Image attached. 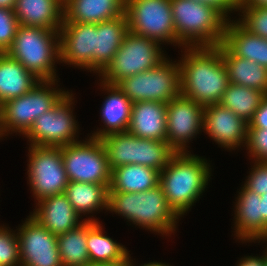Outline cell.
<instances>
[{
    "instance_id": "25",
    "label": "cell",
    "mask_w": 267,
    "mask_h": 266,
    "mask_svg": "<svg viewBox=\"0 0 267 266\" xmlns=\"http://www.w3.org/2000/svg\"><path fill=\"white\" fill-rule=\"evenodd\" d=\"M39 81L19 61L6 52L0 53V106L28 93Z\"/></svg>"
},
{
    "instance_id": "19",
    "label": "cell",
    "mask_w": 267,
    "mask_h": 266,
    "mask_svg": "<svg viewBox=\"0 0 267 266\" xmlns=\"http://www.w3.org/2000/svg\"><path fill=\"white\" fill-rule=\"evenodd\" d=\"M36 204L35 211L33 214L30 213L31 216L55 235L66 233L78 227L84 220L97 222L95 218L80 221L81 216L75 211L64 193L43 198Z\"/></svg>"
},
{
    "instance_id": "24",
    "label": "cell",
    "mask_w": 267,
    "mask_h": 266,
    "mask_svg": "<svg viewBox=\"0 0 267 266\" xmlns=\"http://www.w3.org/2000/svg\"><path fill=\"white\" fill-rule=\"evenodd\" d=\"M129 32L126 14L97 24L95 73H101L119 50Z\"/></svg>"
},
{
    "instance_id": "11",
    "label": "cell",
    "mask_w": 267,
    "mask_h": 266,
    "mask_svg": "<svg viewBox=\"0 0 267 266\" xmlns=\"http://www.w3.org/2000/svg\"><path fill=\"white\" fill-rule=\"evenodd\" d=\"M62 159L69 182L110 185L111 170L100 139L89 137L62 146Z\"/></svg>"
},
{
    "instance_id": "6",
    "label": "cell",
    "mask_w": 267,
    "mask_h": 266,
    "mask_svg": "<svg viewBox=\"0 0 267 266\" xmlns=\"http://www.w3.org/2000/svg\"><path fill=\"white\" fill-rule=\"evenodd\" d=\"M55 82L58 81L41 80L28 93L8 100L0 106V138L10 132L25 135L37 117L59 102L67 92L53 88Z\"/></svg>"
},
{
    "instance_id": "47",
    "label": "cell",
    "mask_w": 267,
    "mask_h": 266,
    "mask_svg": "<svg viewBox=\"0 0 267 266\" xmlns=\"http://www.w3.org/2000/svg\"><path fill=\"white\" fill-rule=\"evenodd\" d=\"M267 249V247H266ZM264 263H265V266H267V250L266 252H264Z\"/></svg>"
},
{
    "instance_id": "21",
    "label": "cell",
    "mask_w": 267,
    "mask_h": 266,
    "mask_svg": "<svg viewBox=\"0 0 267 266\" xmlns=\"http://www.w3.org/2000/svg\"><path fill=\"white\" fill-rule=\"evenodd\" d=\"M125 14V0H64L63 22L98 24Z\"/></svg>"
},
{
    "instance_id": "32",
    "label": "cell",
    "mask_w": 267,
    "mask_h": 266,
    "mask_svg": "<svg viewBox=\"0 0 267 266\" xmlns=\"http://www.w3.org/2000/svg\"><path fill=\"white\" fill-rule=\"evenodd\" d=\"M265 96L262 91L229 83L220 104L249 123Z\"/></svg>"
},
{
    "instance_id": "23",
    "label": "cell",
    "mask_w": 267,
    "mask_h": 266,
    "mask_svg": "<svg viewBox=\"0 0 267 266\" xmlns=\"http://www.w3.org/2000/svg\"><path fill=\"white\" fill-rule=\"evenodd\" d=\"M64 0H17L14 13L19 25L59 31Z\"/></svg>"
},
{
    "instance_id": "16",
    "label": "cell",
    "mask_w": 267,
    "mask_h": 266,
    "mask_svg": "<svg viewBox=\"0 0 267 266\" xmlns=\"http://www.w3.org/2000/svg\"><path fill=\"white\" fill-rule=\"evenodd\" d=\"M97 24L62 22L59 30L61 63L95 72Z\"/></svg>"
},
{
    "instance_id": "14",
    "label": "cell",
    "mask_w": 267,
    "mask_h": 266,
    "mask_svg": "<svg viewBox=\"0 0 267 266\" xmlns=\"http://www.w3.org/2000/svg\"><path fill=\"white\" fill-rule=\"evenodd\" d=\"M21 266H63L57 246V235L52 234L29 215L18 228Z\"/></svg>"
},
{
    "instance_id": "1",
    "label": "cell",
    "mask_w": 267,
    "mask_h": 266,
    "mask_svg": "<svg viewBox=\"0 0 267 266\" xmlns=\"http://www.w3.org/2000/svg\"><path fill=\"white\" fill-rule=\"evenodd\" d=\"M179 60L181 95L207 106L220 103L229 84L218 46L184 47Z\"/></svg>"
},
{
    "instance_id": "40",
    "label": "cell",
    "mask_w": 267,
    "mask_h": 266,
    "mask_svg": "<svg viewBox=\"0 0 267 266\" xmlns=\"http://www.w3.org/2000/svg\"><path fill=\"white\" fill-rule=\"evenodd\" d=\"M237 266H265L264 255L261 257L247 256L240 259Z\"/></svg>"
},
{
    "instance_id": "28",
    "label": "cell",
    "mask_w": 267,
    "mask_h": 266,
    "mask_svg": "<svg viewBox=\"0 0 267 266\" xmlns=\"http://www.w3.org/2000/svg\"><path fill=\"white\" fill-rule=\"evenodd\" d=\"M109 186L96 183L68 182L64 194L75 211L81 215L108 210Z\"/></svg>"
},
{
    "instance_id": "33",
    "label": "cell",
    "mask_w": 267,
    "mask_h": 266,
    "mask_svg": "<svg viewBox=\"0 0 267 266\" xmlns=\"http://www.w3.org/2000/svg\"><path fill=\"white\" fill-rule=\"evenodd\" d=\"M242 18L237 20L246 30L267 39V6L238 7Z\"/></svg>"
},
{
    "instance_id": "45",
    "label": "cell",
    "mask_w": 267,
    "mask_h": 266,
    "mask_svg": "<svg viewBox=\"0 0 267 266\" xmlns=\"http://www.w3.org/2000/svg\"><path fill=\"white\" fill-rule=\"evenodd\" d=\"M17 0H0V8L14 10Z\"/></svg>"
},
{
    "instance_id": "26",
    "label": "cell",
    "mask_w": 267,
    "mask_h": 266,
    "mask_svg": "<svg viewBox=\"0 0 267 266\" xmlns=\"http://www.w3.org/2000/svg\"><path fill=\"white\" fill-rule=\"evenodd\" d=\"M218 47L227 69L229 83L253 88L267 95V68L233 55L222 43Z\"/></svg>"
},
{
    "instance_id": "8",
    "label": "cell",
    "mask_w": 267,
    "mask_h": 266,
    "mask_svg": "<svg viewBox=\"0 0 267 266\" xmlns=\"http://www.w3.org/2000/svg\"><path fill=\"white\" fill-rule=\"evenodd\" d=\"M160 43L128 32L112 61L100 73L101 81L116 85L126 77L153 69L166 57Z\"/></svg>"
},
{
    "instance_id": "30",
    "label": "cell",
    "mask_w": 267,
    "mask_h": 266,
    "mask_svg": "<svg viewBox=\"0 0 267 266\" xmlns=\"http://www.w3.org/2000/svg\"><path fill=\"white\" fill-rule=\"evenodd\" d=\"M87 251L91 264L125 262L129 255L126 247L104 235L98 221L87 231Z\"/></svg>"
},
{
    "instance_id": "34",
    "label": "cell",
    "mask_w": 267,
    "mask_h": 266,
    "mask_svg": "<svg viewBox=\"0 0 267 266\" xmlns=\"http://www.w3.org/2000/svg\"><path fill=\"white\" fill-rule=\"evenodd\" d=\"M0 226V266H21L17 234Z\"/></svg>"
},
{
    "instance_id": "41",
    "label": "cell",
    "mask_w": 267,
    "mask_h": 266,
    "mask_svg": "<svg viewBox=\"0 0 267 266\" xmlns=\"http://www.w3.org/2000/svg\"><path fill=\"white\" fill-rule=\"evenodd\" d=\"M258 63L267 68V39H264L260 45L259 61Z\"/></svg>"
},
{
    "instance_id": "18",
    "label": "cell",
    "mask_w": 267,
    "mask_h": 266,
    "mask_svg": "<svg viewBox=\"0 0 267 266\" xmlns=\"http://www.w3.org/2000/svg\"><path fill=\"white\" fill-rule=\"evenodd\" d=\"M235 203V236L242 242H255L267 237V225L262 221V198L243 186Z\"/></svg>"
},
{
    "instance_id": "5",
    "label": "cell",
    "mask_w": 267,
    "mask_h": 266,
    "mask_svg": "<svg viewBox=\"0 0 267 266\" xmlns=\"http://www.w3.org/2000/svg\"><path fill=\"white\" fill-rule=\"evenodd\" d=\"M6 53L40 80H57L55 62L61 61L59 31L19 25Z\"/></svg>"
},
{
    "instance_id": "4",
    "label": "cell",
    "mask_w": 267,
    "mask_h": 266,
    "mask_svg": "<svg viewBox=\"0 0 267 266\" xmlns=\"http://www.w3.org/2000/svg\"><path fill=\"white\" fill-rule=\"evenodd\" d=\"M177 41L183 47L219 46L226 18L215 7L194 0H171Z\"/></svg>"
},
{
    "instance_id": "46",
    "label": "cell",
    "mask_w": 267,
    "mask_h": 266,
    "mask_svg": "<svg viewBox=\"0 0 267 266\" xmlns=\"http://www.w3.org/2000/svg\"><path fill=\"white\" fill-rule=\"evenodd\" d=\"M87 266H125V262L118 263H101V264H89Z\"/></svg>"
},
{
    "instance_id": "9",
    "label": "cell",
    "mask_w": 267,
    "mask_h": 266,
    "mask_svg": "<svg viewBox=\"0 0 267 266\" xmlns=\"http://www.w3.org/2000/svg\"><path fill=\"white\" fill-rule=\"evenodd\" d=\"M132 103H168L181 95L179 63L165 58L151 70L126 77L116 84Z\"/></svg>"
},
{
    "instance_id": "36",
    "label": "cell",
    "mask_w": 267,
    "mask_h": 266,
    "mask_svg": "<svg viewBox=\"0 0 267 266\" xmlns=\"http://www.w3.org/2000/svg\"><path fill=\"white\" fill-rule=\"evenodd\" d=\"M246 147L253 161L267 162V129L248 128Z\"/></svg>"
},
{
    "instance_id": "27",
    "label": "cell",
    "mask_w": 267,
    "mask_h": 266,
    "mask_svg": "<svg viewBox=\"0 0 267 266\" xmlns=\"http://www.w3.org/2000/svg\"><path fill=\"white\" fill-rule=\"evenodd\" d=\"M159 171L148 166L127 164L111 170L109 191L144 192L159 185Z\"/></svg>"
},
{
    "instance_id": "42",
    "label": "cell",
    "mask_w": 267,
    "mask_h": 266,
    "mask_svg": "<svg viewBox=\"0 0 267 266\" xmlns=\"http://www.w3.org/2000/svg\"><path fill=\"white\" fill-rule=\"evenodd\" d=\"M267 6V0H239L238 7H261Z\"/></svg>"
},
{
    "instance_id": "38",
    "label": "cell",
    "mask_w": 267,
    "mask_h": 266,
    "mask_svg": "<svg viewBox=\"0 0 267 266\" xmlns=\"http://www.w3.org/2000/svg\"><path fill=\"white\" fill-rule=\"evenodd\" d=\"M248 128L267 129V95L262 99L259 108L249 121Z\"/></svg>"
},
{
    "instance_id": "22",
    "label": "cell",
    "mask_w": 267,
    "mask_h": 266,
    "mask_svg": "<svg viewBox=\"0 0 267 266\" xmlns=\"http://www.w3.org/2000/svg\"><path fill=\"white\" fill-rule=\"evenodd\" d=\"M101 87L107 90L108 96L101 109V120L106 128L100 129L90 137L101 139L106 135L128 131L132 102L127 95L117 86L100 82Z\"/></svg>"
},
{
    "instance_id": "39",
    "label": "cell",
    "mask_w": 267,
    "mask_h": 266,
    "mask_svg": "<svg viewBox=\"0 0 267 266\" xmlns=\"http://www.w3.org/2000/svg\"><path fill=\"white\" fill-rule=\"evenodd\" d=\"M208 4L219 10L226 18L231 11H238L239 0H194Z\"/></svg>"
},
{
    "instance_id": "20",
    "label": "cell",
    "mask_w": 267,
    "mask_h": 266,
    "mask_svg": "<svg viewBox=\"0 0 267 266\" xmlns=\"http://www.w3.org/2000/svg\"><path fill=\"white\" fill-rule=\"evenodd\" d=\"M166 103L139 101L132 103L128 132L138 138L166 141Z\"/></svg>"
},
{
    "instance_id": "10",
    "label": "cell",
    "mask_w": 267,
    "mask_h": 266,
    "mask_svg": "<svg viewBox=\"0 0 267 266\" xmlns=\"http://www.w3.org/2000/svg\"><path fill=\"white\" fill-rule=\"evenodd\" d=\"M125 14L130 32L182 46L176 38L171 0H125Z\"/></svg>"
},
{
    "instance_id": "31",
    "label": "cell",
    "mask_w": 267,
    "mask_h": 266,
    "mask_svg": "<svg viewBox=\"0 0 267 266\" xmlns=\"http://www.w3.org/2000/svg\"><path fill=\"white\" fill-rule=\"evenodd\" d=\"M229 20L226 23L222 44L233 55L258 63L260 45L264 38L250 33L238 21Z\"/></svg>"
},
{
    "instance_id": "35",
    "label": "cell",
    "mask_w": 267,
    "mask_h": 266,
    "mask_svg": "<svg viewBox=\"0 0 267 266\" xmlns=\"http://www.w3.org/2000/svg\"><path fill=\"white\" fill-rule=\"evenodd\" d=\"M19 24L14 10L0 8V53L11 47Z\"/></svg>"
},
{
    "instance_id": "12",
    "label": "cell",
    "mask_w": 267,
    "mask_h": 266,
    "mask_svg": "<svg viewBox=\"0 0 267 266\" xmlns=\"http://www.w3.org/2000/svg\"><path fill=\"white\" fill-rule=\"evenodd\" d=\"M73 94L67 93L49 111L36 118L24 137L32 146L62 147L78 142V124L71 109Z\"/></svg>"
},
{
    "instance_id": "43",
    "label": "cell",
    "mask_w": 267,
    "mask_h": 266,
    "mask_svg": "<svg viewBox=\"0 0 267 266\" xmlns=\"http://www.w3.org/2000/svg\"><path fill=\"white\" fill-rule=\"evenodd\" d=\"M130 254L127 256L126 260H125V266H134L133 260L130 259ZM141 266H169L168 264L166 265L165 263H161V262H150V263H144V265Z\"/></svg>"
},
{
    "instance_id": "15",
    "label": "cell",
    "mask_w": 267,
    "mask_h": 266,
    "mask_svg": "<svg viewBox=\"0 0 267 266\" xmlns=\"http://www.w3.org/2000/svg\"><path fill=\"white\" fill-rule=\"evenodd\" d=\"M166 142L177 152L187 151V142L203 129L204 106L180 95L166 103Z\"/></svg>"
},
{
    "instance_id": "37",
    "label": "cell",
    "mask_w": 267,
    "mask_h": 266,
    "mask_svg": "<svg viewBox=\"0 0 267 266\" xmlns=\"http://www.w3.org/2000/svg\"><path fill=\"white\" fill-rule=\"evenodd\" d=\"M244 186L262 196L267 192V162L256 161Z\"/></svg>"
},
{
    "instance_id": "3",
    "label": "cell",
    "mask_w": 267,
    "mask_h": 266,
    "mask_svg": "<svg viewBox=\"0 0 267 266\" xmlns=\"http://www.w3.org/2000/svg\"><path fill=\"white\" fill-rule=\"evenodd\" d=\"M120 214L136 226L167 236L180 218L169 206L162 187L144 192L109 191L108 211Z\"/></svg>"
},
{
    "instance_id": "7",
    "label": "cell",
    "mask_w": 267,
    "mask_h": 266,
    "mask_svg": "<svg viewBox=\"0 0 267 266\" xmlns=\"http://www.w3.org/2000/svg\"><path fill=\"white\" fill-rule=\"evenodd\" d=\"M100 140L105 148L110 170L135 164L161 172L177 153L166 141L138 138L128 131L106 135Z\"/></svg>"
},
{
    "instance_id": "17",
    "label": "cell",
    "mask_w": 267,
    "mask_h": 266,
    "mask_svg": "<svg viewBox=\"0 0 267 266\" xmlns=\"http://www.w3.org/2000/svg\"><path fill=\"white\" fill-rule=\"evenodd\" d=\"M203 129L218 145L228 149L246 145L248 123L220 103L204 106Z\"/></svg>"
},
{
    "instance_id": "44",
    "label": "cell",
    "mask_w": 267,
    "mask_h": 266,
    "mask_svg": "<svg viewBox=\"0 0 267 266\" xmlns=\"http://www.w3.org/2000/svg\"><path fill=\"white\" fill-rule=\"evenodd\" d=\"M262 198V221L267 225V192L261 196Z\"/></svg>"
},
{
    "instance_id": "13",
    "label": "cell",
    "mask_w": 267,
    "mask_h": 266,
    "mask_svg": "<svg viewBox=\"0 0 267 266\" xmlns=\"http://www.w3.org/2000/svg\"><path fill=\"white\" fill-rule=\"evenodd\" d=\"M28 154V181L36 200L64 193L69 181L62 147L30 145Z\"/></svg>"
},
{
    "instance_id": "29",
    "label": "cell",
    "mask_w": 267,
    "mask_h": 266,
    "mask_svg": "<svg viewBox=\"0 0 267 266\" xmlns=\"http://www.w3.org/2000/svg\"><path fill=\"white\" fill-rule=\"evenodd\" d=\"M96 223L84 220L78 227L57 235V246L63 266L91 264L87 251V231Z\"/></svg>"
},
{
    "instance_id": "2",
    "label": "cell",
    "mask_w": 267,
    "mask_h": 266,
    "mask_svg": "<svg viewBox=\"0 0 267 266\" xmlns=\"http://www.w3.org/2000/svg\"><path fill=\"white\" fill-rule=\"evenodd\" d=\"M210 171L205 158L182 152L176 153L159 173V185L169 206L179 217L200 198L211 178Z\"/></svg>"
}]
</instances>
